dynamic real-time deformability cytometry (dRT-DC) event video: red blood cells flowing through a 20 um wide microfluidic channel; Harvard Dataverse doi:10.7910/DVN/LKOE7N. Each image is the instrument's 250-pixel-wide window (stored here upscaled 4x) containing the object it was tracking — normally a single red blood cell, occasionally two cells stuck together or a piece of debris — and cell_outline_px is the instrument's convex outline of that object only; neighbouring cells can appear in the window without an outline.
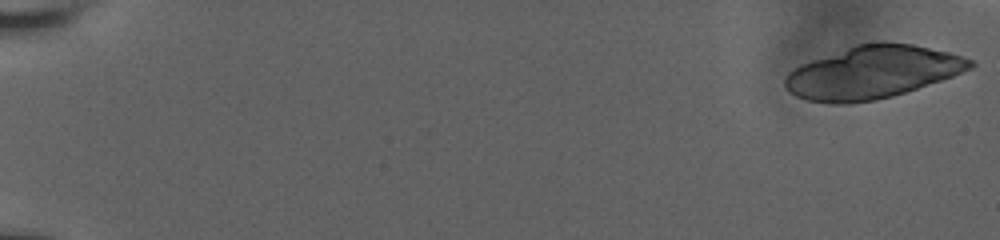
{"species": "human", "species_latin": "Homo sapiens", "temperature_condition": "room temperature", "stored_images_in_passage": 16, "camera_frame_rate_fps": 3000, "um_per_image_px": 0.085, "donor": {"sex": "male"}, "frame": {"image": 1, "passage_image": 1, "time_ms": 0.0, "image_size_px": [1000, 240], "cell_outline_px": [[976, 64], [972, 68], [952, 76], [892, 96], [876, 100], [848, 104], [828, 104], [808, 100], [796, 96], [788, 92], [784, 88], [784, 76], [792, 68], [856, 44], [880, 40], [884, 40], [912, 44], [948, 52], [972, 60]], "centroid_in_image_um": [74.11, 6.14], "position_along_channel_um": 10.9, "area_um2": 56.88}}